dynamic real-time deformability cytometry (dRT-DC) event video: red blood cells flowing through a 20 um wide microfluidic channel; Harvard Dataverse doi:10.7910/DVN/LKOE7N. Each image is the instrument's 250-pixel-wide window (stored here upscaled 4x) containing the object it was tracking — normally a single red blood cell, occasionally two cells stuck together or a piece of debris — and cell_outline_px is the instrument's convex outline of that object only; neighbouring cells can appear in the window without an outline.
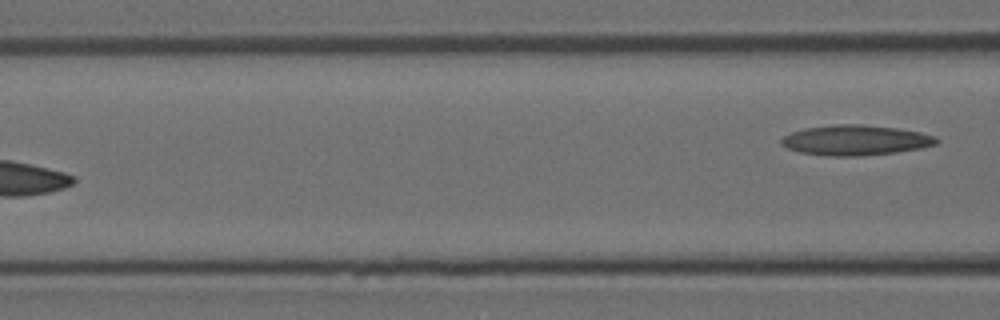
{"species": "Egyptian fruit bat (a non-hibernating species)", "species_latin": "Rousettus aegyptiacus", "temperature_condition": "room temperature", "stored_images_in_passage": 6, "segment_of_instrument_passage": [2, 2], "camera_frame_rate_fps": 3000, "um_per_image_px": 0.085, "animal": {"sex": "female"}, "frame": {"image": 1, "passage_image": 6, "time_ms": 1.667, "image_size_px": [1000, 320], "cell_outline_px": [[940, 140], [936, 144], [920, 148], [896, 152], [860, 156], [832, 156], [800, 152], [788, 148], [780, 144], [780, 140], [784, 136], [792, 132], [804, 128], [832, 124], [864, 124], [896, 128], [920, 132], [936, 136]], "centroid_in_image_um": [72.72, 11.91], "position_along_channel_um": 93.9, "area_um2": 27.34}}